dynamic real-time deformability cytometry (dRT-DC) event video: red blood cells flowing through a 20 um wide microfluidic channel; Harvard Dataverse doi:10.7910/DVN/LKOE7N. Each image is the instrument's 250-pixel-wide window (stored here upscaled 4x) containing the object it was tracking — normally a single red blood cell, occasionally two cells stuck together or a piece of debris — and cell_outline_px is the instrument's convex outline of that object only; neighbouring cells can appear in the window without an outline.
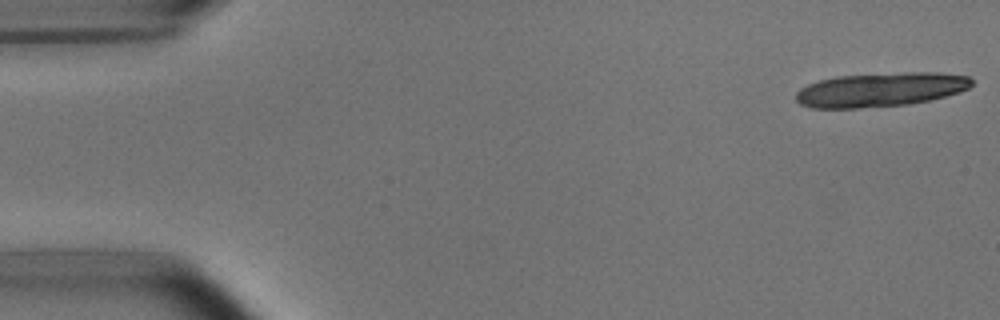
{"species": "common noctule bat (a hibernating species)", "species_latin": "Nyctalus noctula", "temperature_condition": "room temperature", "stored_images_in_passage": 6, "camera_frame_rate_fps": 3000, "um_per_image_px": 0.085, "animal": {"sex": "male", "body_mass_g": 15.6}, "frame": {"image": 1, "passage_image": 1, "time_ms": 0.0, "image_size_px": [1000, 320], "cell_outline_px": [[972, 84], [968, 88], [960, 92], [928, 100], [908, 104], [856, 108], [812, 108], [800, 104], [796, 100], [796, 92], [800, 88], [808, 84], [820, 80], [836, 76], [904, 72], [940, 72], [968, 76], [972, 80]], "centroid_in_image_um": [74.83, 7.61], "position_along_channel_um": 10.2, "area_um2": 34.91}}